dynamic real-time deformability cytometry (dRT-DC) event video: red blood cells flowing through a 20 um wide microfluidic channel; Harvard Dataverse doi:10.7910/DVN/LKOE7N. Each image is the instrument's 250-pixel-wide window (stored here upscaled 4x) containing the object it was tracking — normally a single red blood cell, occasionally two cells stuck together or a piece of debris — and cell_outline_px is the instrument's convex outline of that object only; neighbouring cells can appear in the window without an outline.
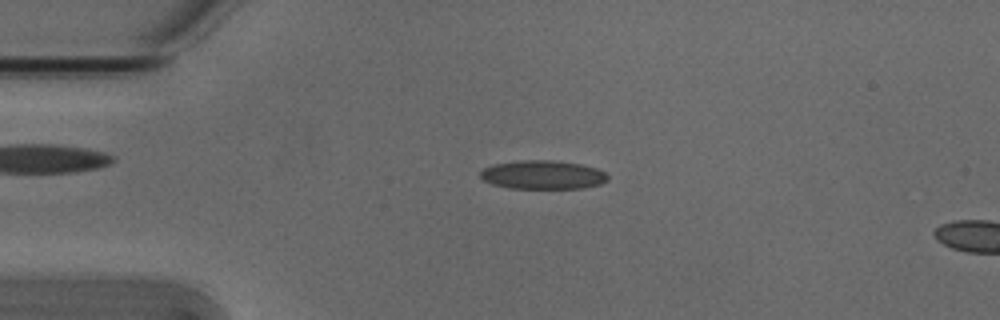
{"species": "Egyptian fruit bat (a non-hibernating species)", "species_latin": "Rousettus aegyptiacus", "temperature_condition": "cold", "stored_images_in_passage": 6, "camera_frame_rate_fps": 3000, "um_per_image_px": 0.085, "animal": {"sex": "male"}, "frame": {"image": 1, "passage_image": 3, "time_ms": 0.667, "image_size_px": [1000, 320], "cell_outline_px": [[608, 180], [600, 184], [584, 188], [508, 188], [492, 184], [484, 180], [480, 176], [480, 172], [484, 168], [492, 164], [520, 160], [552, 160], [580, 164], [596, 168], [604, 172], [608, 176]], "centroid_in_image_um": [46.12, 14.85], "position_along_channel_um": 38.9, "area_um2": 21.33}}